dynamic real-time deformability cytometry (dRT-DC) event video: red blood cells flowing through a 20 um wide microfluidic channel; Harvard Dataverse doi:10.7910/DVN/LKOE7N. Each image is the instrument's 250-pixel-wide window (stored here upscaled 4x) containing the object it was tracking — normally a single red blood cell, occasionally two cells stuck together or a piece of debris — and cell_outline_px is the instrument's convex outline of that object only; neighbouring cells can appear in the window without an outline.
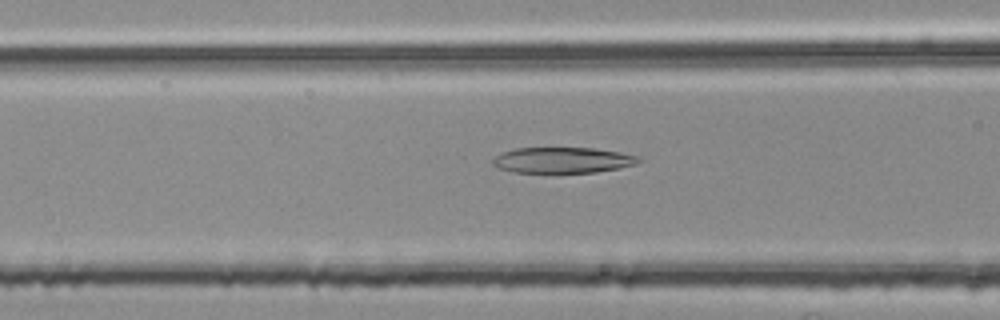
{"species": "common noctule bat (a hibernating species)", "species_latin": "Nyctalus noctula", "temperature_condition": "room temperature", "stored_images_in_passage": 39, "camera_frame_rate_fps": 3000, "um_per_image_px": 0.085, "animal": {"sex": "female", "body_mass_g": 25.1}, "frame": {"image": 1, "passage_image": 6, "time_ms": 1.667, "image_size_px": [1000, 320], "cell_outline_px": [[640, 160], [636, 164], [620, 168], [596, 172], [512, 172], [496, 168], [492, 164], [492, 160], [496, 156], [504, 152], [516, 148], [592, 148], [620, 152], [640, 156]], "centroid_in_image_um": [47.82, 13.61], "position_along_channel_um": 118.8, "area_um2": 21.85}}
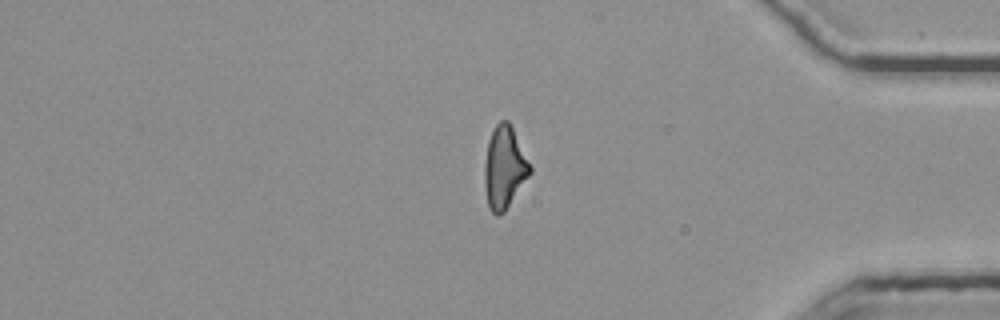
{"frame": {"image": 2, "passage_image": 30, "time_ms": 9.667, "image_size_px": [1000, 320], "cell_outline_px": [[532, 172], [504, 212], [496, 216], [488, 208], [484, 188], [484, 164], [488, 140], [496, 124], [500, 120], [508, 120], [532, 168]], "centroid_in_image_um": [42.85, 14.27], "position_along_channel_um": 392.4, "area_um2": 21.73}}
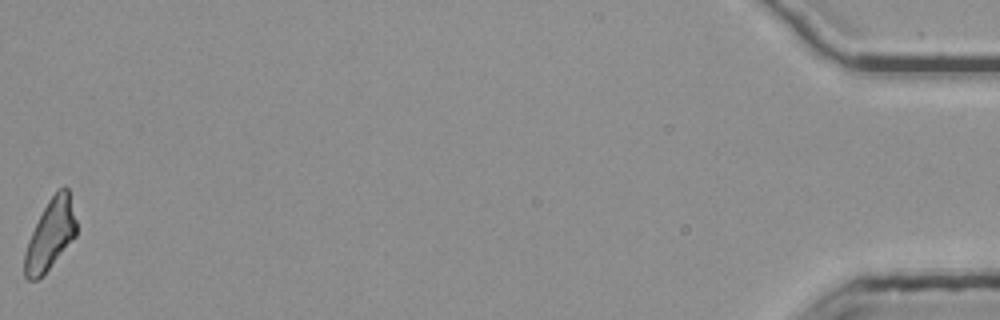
{"frame": {"image": 3, "passage_image": 39, "time_ms": 12.667, "image_size_px": [1000, 320], "cell_outline_px": [[76, 236], [48, 268], [36, 280], [28, 280], [24, 276], [24, 256], [28, 240], [48, 200], [64, 184], [68, 188], [76, 220]], "centroid_in_image_um": [4.28, 19.93], "position_along_channel_um": 430.9, "area_um2": 20.63}}